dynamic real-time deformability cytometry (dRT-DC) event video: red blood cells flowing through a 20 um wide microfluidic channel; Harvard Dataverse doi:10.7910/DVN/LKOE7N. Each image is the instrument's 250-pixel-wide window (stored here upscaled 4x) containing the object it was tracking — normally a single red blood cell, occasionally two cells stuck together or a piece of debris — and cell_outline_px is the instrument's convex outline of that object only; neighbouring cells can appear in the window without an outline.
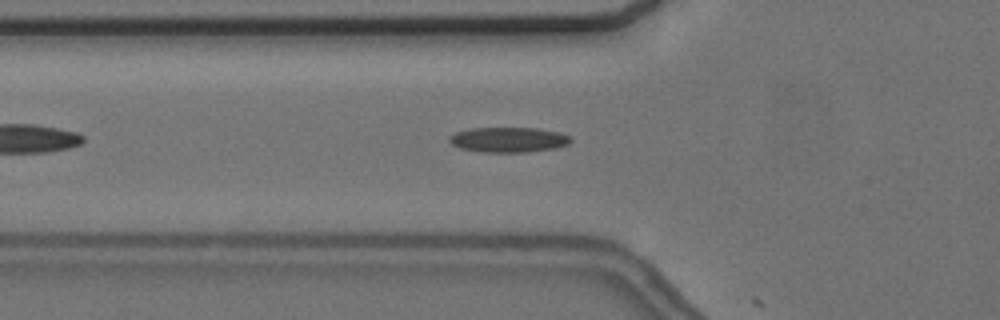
{"species": "common noctule bat (a hibernating species)", "species_latin": "Nyctalus noctula", "temperature_condition": "cold", "stored_images_in_passage": 9, "camera_frame_rate_fps": 3000, "um_per_image_px": 0.085, "animal": {"sex": "female", "body_mass_g": 24.6, "forearm_length_mm": 56.2}, "frame": {"image": 1, "passage_image": 8, "time_ms": 2.333, "image_size_px": [1000, 320], "cell_outline_px": [[572, 140], [568, 144], [556, 148], [528, 152], [480, 152], [460, 148], [452, 144], [448, 140], [448, 136], [456, 132], [472, 128], [536, 128], [560, 132], [572, 136]], "centroid_in_image_um": [43.24, 11.88], "position_along_channel_um": 82.6, "area_um2": 17.92}}